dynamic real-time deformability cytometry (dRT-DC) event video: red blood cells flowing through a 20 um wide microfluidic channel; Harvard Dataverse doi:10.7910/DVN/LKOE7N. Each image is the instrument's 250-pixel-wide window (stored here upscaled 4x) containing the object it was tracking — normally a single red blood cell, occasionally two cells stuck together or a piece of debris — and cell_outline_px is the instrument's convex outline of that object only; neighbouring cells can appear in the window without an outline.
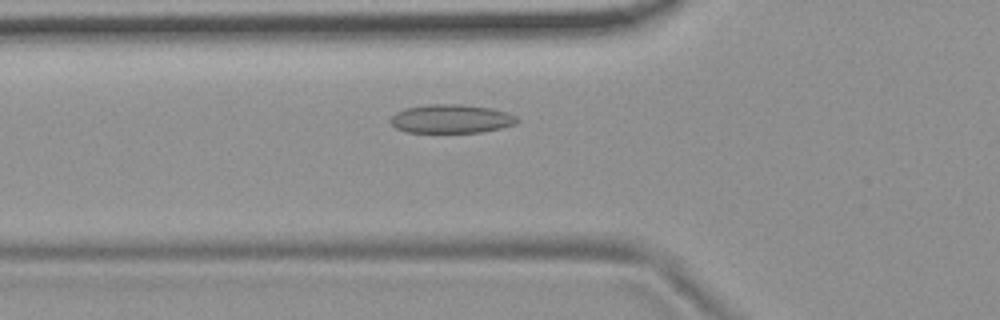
{"species": "common noctule bat (a hibernating species)", "species_latin": "Nyctalus noctula", "temperature_condition": "room temperature", "stored_images_in_passage": 49, "camera_frame_rate_fps": 3000, "um_per_image_px": 0.085, "animal": {"sex": "female", "body_mass_g": 19.9}, "frame": {"image": 1, "passage_image": 14, "time_ms": 4.333, "image_size_px": [1000, 320], "cell_outline_px": [[520, 120], [516, 124], [500, 128], [480, 132], [404, 132], [396, 128], [388, 120], [396, 112], [404, 108], [428, 104], [460, 104], [492, 108], [508, 112], [516, 116]], "centroid_in_image_um": [38.35, 10.09], "position_along_channel_um": 87.5, "area_um2": 21.33}}
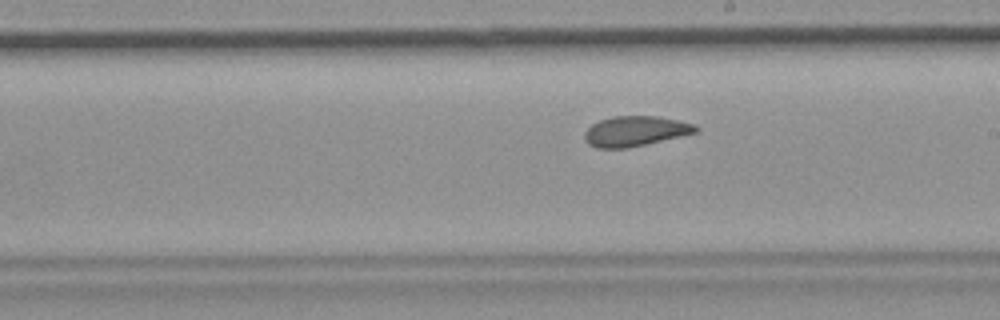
{"frame": {"image": 2, "passage_image": 26, "time_ms": 8.333, "image_size_px": [1000, 320], "cell_outline_px": [[700, 128], [696, 132], [628, 148], [596, 148], [588, 144], [584, 140], [584, 132], [592, 124], [600, 120], [612, 116], [656, 116], [696, 124]], "centroid_in_image_um": [53.96, 11.15], "position_along_channel_um": 235.0, "area_um2": 19.42}}
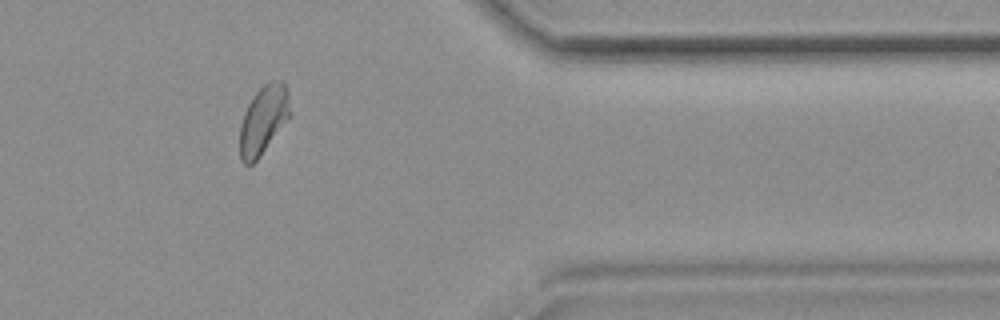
{"frame": {"image": 3, "passage_image": 40, "time_ms": 13.0, "image_size_px": [1000, 320], "cell_outline_px": [[292, 116], [260, 156], [252, 164], [244, 164], [240, 160], [240, 124], [244, 112], [248, 104], [256, 92], [264, 84], [272, 80], [280, 80], [284, 84], [288, 92], [292, 112]], "centroid_in_image_um": [22.42, 10.19], "position_along_channel_um": 389.0, "area_um2": 20.35}, "authors_computed_cell_mechanics": {"area_um2": 20.4034, "velocity_mm_per_s": 3.6932, "shape_relaxation_time_tau1_ms": 9.8394, "shape_relaxation_time_tau2_ms": 1.67, "deformation_change_tau1": 0.1432, "deformation_change_tau2": 0.0698}}